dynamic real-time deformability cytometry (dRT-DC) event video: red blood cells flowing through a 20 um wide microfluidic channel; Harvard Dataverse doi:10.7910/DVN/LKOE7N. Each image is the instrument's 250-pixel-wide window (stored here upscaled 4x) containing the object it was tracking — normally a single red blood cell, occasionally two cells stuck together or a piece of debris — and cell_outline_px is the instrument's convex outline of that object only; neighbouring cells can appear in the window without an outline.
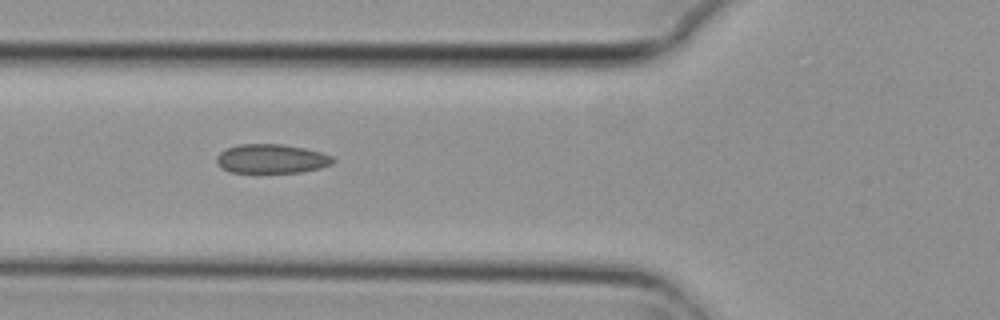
{"species": "common noctule bat (a hibernating species)", "species_latin": "Nyctalus noctula", "temperature_condition": "cold", "stored_images_in_passage": 7, "camera_frame_rate_fps": 3000, "um_per_image_px": 0.085, "animal": {"sex": "female", "body_mass_g": 29.2, "forearm_length_mm": 56.3}, "frame": {"image": 1, "passage_image": 7, "time_ms": 2.0, "image_size_px": [1000, 320], "cell_outline_px": [[336, 160], [332, 164], [320, 168], [300, 172], [256, 176], [232, 172], [224, 168], [216, 160], [216, 156], [224, 148], [240, 144], [284, 144], [304, 148], [320, 152], [332, 156]], "centroid_in_image_um": [23.06, 13.54], "position_along_channel_um": 102.7, "area_um2": 20.63}}